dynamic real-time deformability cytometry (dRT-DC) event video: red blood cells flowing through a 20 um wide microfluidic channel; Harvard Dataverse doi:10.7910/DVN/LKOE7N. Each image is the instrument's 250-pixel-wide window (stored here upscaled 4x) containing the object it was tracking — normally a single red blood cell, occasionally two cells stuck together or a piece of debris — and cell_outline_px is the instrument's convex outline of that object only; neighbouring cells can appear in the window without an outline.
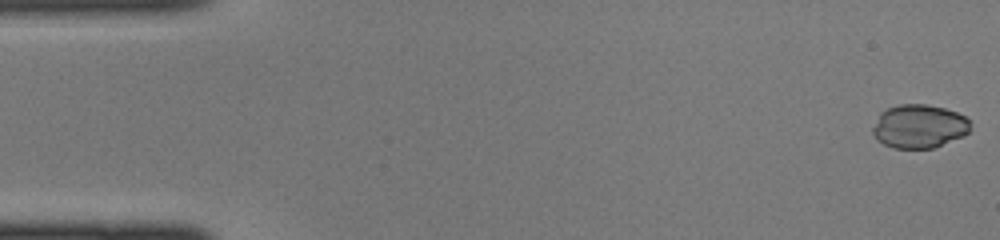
{"species": "common noctule bat (a hibernating species)", "species_latin": "Nyctalus noctula", "temperature_condition": "cold", "stored_images_in_passage": 44, "camera_frame_rate_fps": 3000, "um_per_image_px": 0.085, "animal": {"sex": "female", "body_mass_g": 22.0, "forearm_length_mm": 56.7}, "frame": {"image": 1, "passage_image": 1, "time_ms": 0.0, "image_size_px": [1000, 240], "cell_outline_px": [[968, 132], [964, 136], [932, 148], [892, 148], [876, 140], [872, 132], [872, 128], [880, 112], [888, 108], [900, 104], [928, 104], [944, 108], [956, 112], [964, 116], [968, 120]], "centroid_in_image_um": [78.08, 10.74], "position_along_channel_um": 6.9, "area_um2": 24.74}}
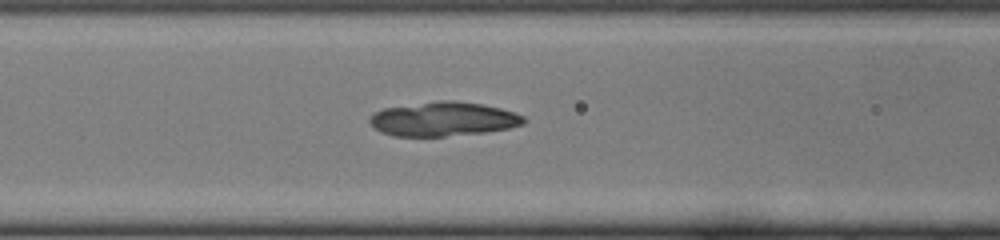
{"frame": {"image": 2, "passage_image": 18, "time_ms": 5.667, "image_size_px": [1000, 240], "cell_outline_px": [[524, 124], [508, 128], [484, 132], [444, 136], [392, 136], [380, 132], [368, 120], [376, 112], [384, 108], [440, 100], [456, 100], [480, 104], [500, 108], [516, 112], [524, 116]], "centroid_in_image_um": [37.69, 10.11], "position_along_channel_um": 128.9, "area_um2": 30.46}}
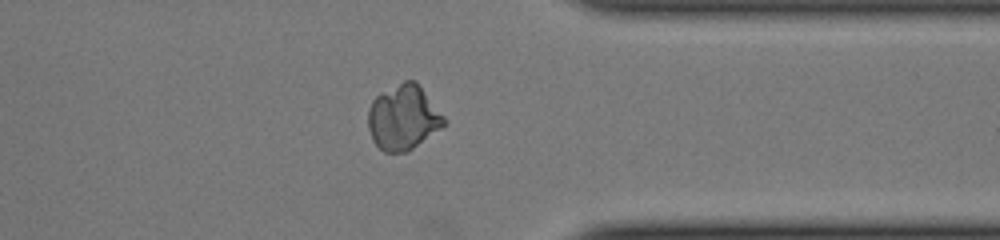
{"frame": {"image": 3, "passage_image": 35, "time_ms": 11.333, "image_size_px": [1000, 240], "cell_outline_px": [[448, 124], [408, 152], [384, 152], [372, 140], [368, 128], [368, 108], [372, 100], [376, 96], [404, 80], [416, 80], [448, 120]], "centroid_in_image_um": [34.31, 10.0], "position_along_channel_um": 377.1, "area_um2": 29.07}}